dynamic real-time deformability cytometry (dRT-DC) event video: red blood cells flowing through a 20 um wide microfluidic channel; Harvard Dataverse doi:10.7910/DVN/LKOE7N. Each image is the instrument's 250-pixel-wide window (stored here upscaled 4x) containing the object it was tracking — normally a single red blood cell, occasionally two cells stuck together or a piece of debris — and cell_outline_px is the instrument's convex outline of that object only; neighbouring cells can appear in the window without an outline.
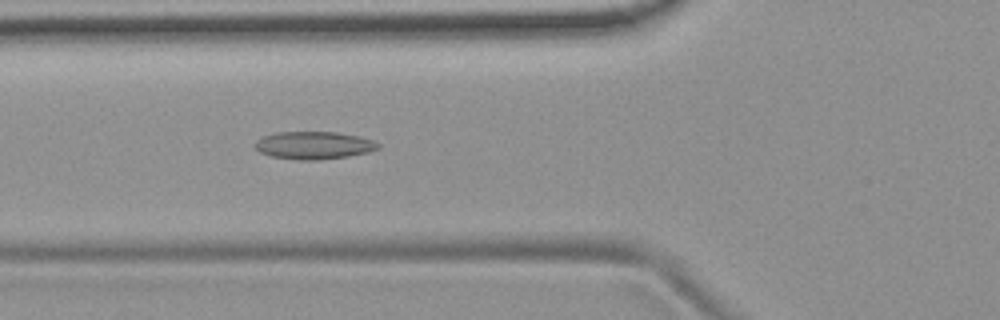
{"species": "common noctule bat (a hibernating species)", "species_latin": "Nyctalus noctula", "temperature_condition": "room temperature", "stored_images_in_passage": 53, "camera_frame_rate_fps": 3000, "um_per_image_px": 0.085, "animal": {"sex": "female", "body_mass_g": 19.9}, "frame": {"image": 1, "passage_image": 19, "time_ms": 6.0, "image_size_px": [1000, 320], "cell_outline_px": [[380, 148], [368, 152], [348, 156], [320, 160], [300, 160], [272, 156], [260, 152], [256, 148], [256, 140], [264, 136], [276, 132], [336, 132], [360, 136], [372, 140], [380, 144]], "centroid_in_image_um": [26.71, 12.35], "position_along_channel_um": 99.1, "area_um2": 19.77}}
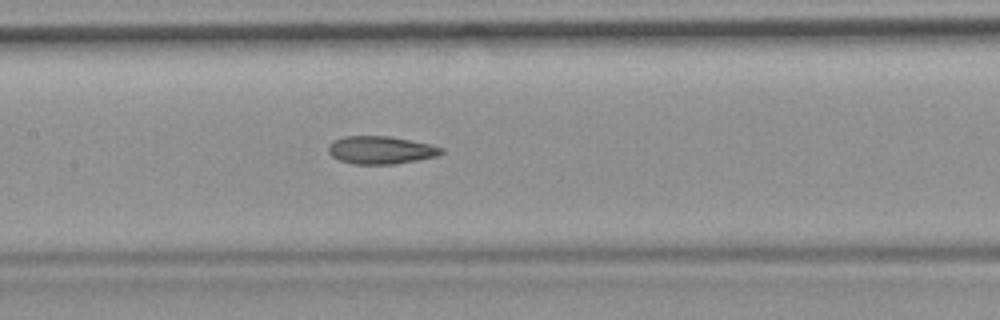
{"frame": {"image": 2, "passage_image": 25, "time_ms": 8.0, "image_size_px": [1000, 320], "cell_outline_px": [[444, 152], [440, 156], [396, 164], [352, 164], [340, 160], [332, 156], [328, 152], [328, 144], [344, 136], [388, 136], [432, 144], [444, 148]], "centroid_in_image_um": [32.41, 12.76], "position_along_channel_um": 175.0, "area_um2": 18.5}}
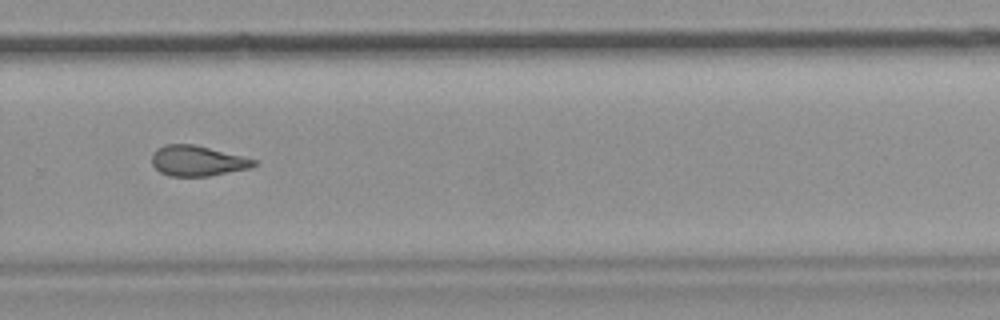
{"frame": {"image": 3, "passage_image": 36, "time_ms": 11.667, "image_size_px": [1000, 320], "cell_outline_px": [[260, 164], [248, 168], [208, 176], [168, 176], [160, 172], [152, 164], [152, 156], [156, 148], [164, 144], [192, 144], [256, 160]], "centroid_in_image_um": [16.74, 13.67], "position_along_channel_um": 313.1, "area_um2": 17.8}, "authors_computed_cell_mechanics": {"area_um2": 18.9006, "velocity_mm_per_s": 3.7812, "shape_relaxation_time_tau1_ms": null, "shape_relaxation_time_tau2_ms": 4.0361, "deformation_change_tau1": null, "deformation_change_tau2": 0.1349}}